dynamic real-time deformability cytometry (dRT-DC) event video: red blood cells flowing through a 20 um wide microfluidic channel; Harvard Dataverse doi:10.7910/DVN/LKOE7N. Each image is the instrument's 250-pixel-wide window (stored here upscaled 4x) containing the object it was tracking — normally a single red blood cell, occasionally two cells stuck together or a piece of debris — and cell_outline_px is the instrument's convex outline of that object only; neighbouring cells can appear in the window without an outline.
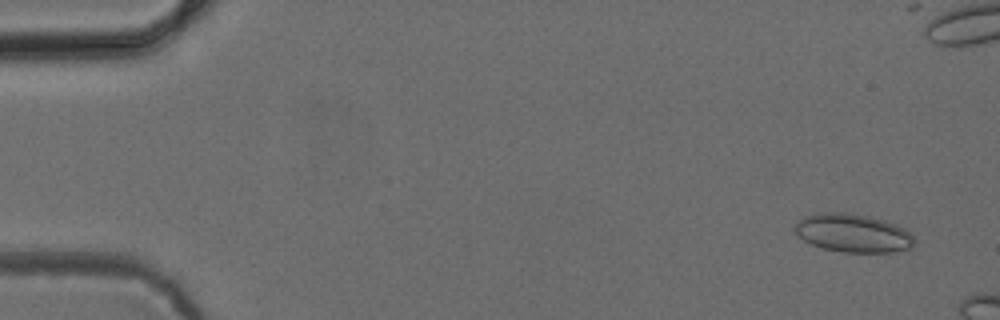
{"species": "common noctule bat (a hibernating species)", "species_latin": "Nyctalus noctula", "temperature_condition": "cold", "stored_images_in_passage": 3, "camera_frame_rate_fps": 3000, "um_per_image_px": 0.085, "animal": {"sex": "female", "body_mass_g": 24.6, "forearm_length_mm": 56.2}, "frame": {"image": 1, "passage_image": 1, "time_ms": 0.0, "image_size_px": [1000, 320], "cell_outline_px": [[912, 248], [892, 252], [844, 252], [820, 248], [796, 236], [792, 228], [804, 216], [820, 212], [844, 212], [868, 216], [884, 220], [904, 228], [912, 236]], "centroid_in_image_um": [72.44, 19.81], "position_along_channel_um": 12.6, "area_um2": 26.7}}